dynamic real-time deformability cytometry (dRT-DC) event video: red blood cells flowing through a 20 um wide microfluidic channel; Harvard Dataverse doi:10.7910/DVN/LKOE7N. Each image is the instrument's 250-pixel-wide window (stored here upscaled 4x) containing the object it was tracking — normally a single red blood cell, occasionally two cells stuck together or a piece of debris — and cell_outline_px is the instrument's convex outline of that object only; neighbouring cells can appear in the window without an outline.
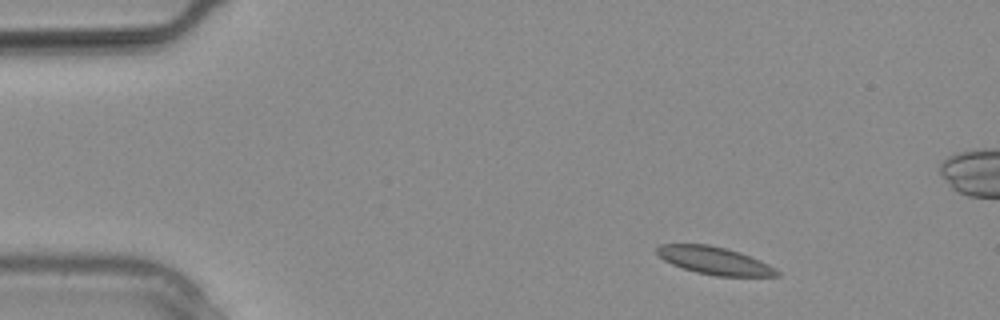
{"species": "common noctule bat (a hibernating species)", "species_latin": "Nyctalus noctula", "temperature_condition": "warm", "stored_images_in_passage": 7, "camera_frame_rate_fps": 3000, "um_per_image_px": 0.085, "animal": {"sex": "male", "body_mass_g": 20.4}, "frame": {"image": 1, "passage_image": 1, "time_ms": 0.0, "image_size_px": [1000, 320], "cell_outline_px": [[780, 276], [716, 276], [696, 272], [672, 264], [664, 260], [656, 252], [656, 248], [660, 244], [708, 244], [728, 248], [740, 252], [760, 260], [776, 268], [780, 272]], "centroid_in_image_um": [60.75, 22.14], "position_along_channel_um": 24.2, "area_um2": 19.36}}